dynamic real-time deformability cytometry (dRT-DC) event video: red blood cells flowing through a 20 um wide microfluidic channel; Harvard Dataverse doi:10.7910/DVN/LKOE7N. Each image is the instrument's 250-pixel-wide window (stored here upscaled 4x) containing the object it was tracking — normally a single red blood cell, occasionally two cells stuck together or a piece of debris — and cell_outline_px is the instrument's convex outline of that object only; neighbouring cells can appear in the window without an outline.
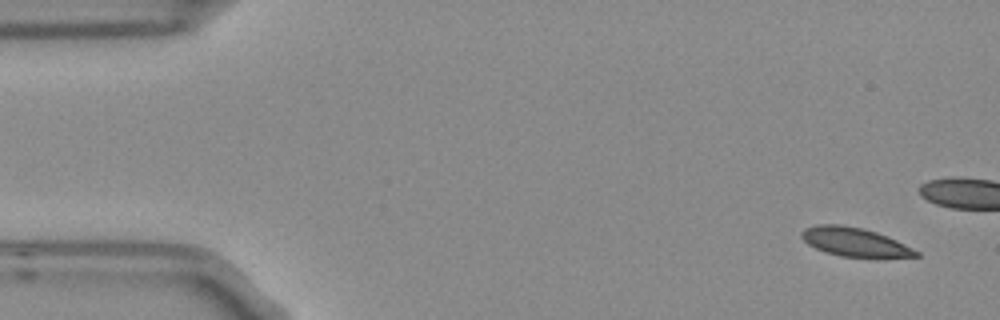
{"species": "Egyptian fruit bat (a non-hibernating species)", "species_latin": "Rousettus aegyptiacus", "temperature_condition": "room temperature", "stored_images_in_passage": 5, "camera_frame_rate_fps": 3000, "um_per_image_px": 0.085, "frame": {"image": 1, "passage_image": 1, "time_ms": 0.0, "image_size_px": [1000, 320], "cell_outline_px": [[920, 256], [840, 256], [816, 248], [808, 244], [800, 236], [800, 232], [804, 228], [816, 224], [840, 224], [864, 228], [876, 232], [896, 240], [920, 252]], "centroid_in_image_um": [72.58, 20.53], "position_along_channel_um": 12.4, "area_um2": 18.79}}